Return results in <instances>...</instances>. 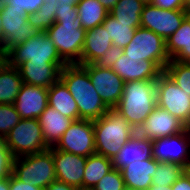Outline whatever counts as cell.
<instances>
[{
  "mask_svg": "<svg viewBox=\"0 0 190 190\" xmlns=\"http://www.w3.org/2000/svg\"><path fill=\"white\" fill-rule=\"evenodd\" d=\"M60 80L75 99L79 110V120H97L109 108L101 100L92 85L87 70L79 64H66L60 71Z\"/></svg>",
  "mask_w": 190,
  "mask_h": 190,
  "instance_id": "1",
  "label": "cell"
},
{
  "mask_svg": "<svg viewBox=\"0 0 190 190\" xmlns=\"http://www.w3.org/2000/svg\"><path fill=\"white\" fill-rule=\"evenodd\" d=\"M156 106V80L129 81L113 110L137 131Z\"/></svg>",
  "mask_w": 190,
  "mask_h": 190,
  "instance_id": "2",
  "label": "cell"
},
{
  "mask_svg": "<svg viewBox=\"0 0 190 190\" xmlns=\"http://www.w3.org/2000/svg\"><path fill=\"white\" fill-rule=\"evenodd\" d=\"M95 152L113 159L122 146L136 133L128 121L115 110L109 109L93 121Z\"/></svg>",
  "mask_w": 190,
  "mask_h": 190,
  "instance_id": "3",
  "label": "cell"
},
{
  "mask_svg": "<svg viewBox=\"0 0 190 190\" xmlns=\"http://www.w3.org/2000/svg\"><path fill=\"white\" fill-rule=\"evenodd\" d=\"M45 32L66 64L81 65L86 30L82 27L79 18L75 21H55Z\"/></svg>",
  "mask_w": 190,
  "mask_h": 190,
  "instance_id": "4",
  "label": "cell"
},
{
  "mask_svg": "<svg viewBox=\"0 0 190 190\" xmlns=\"http://www.w3.org/2000/svg\"><path fill=\"white\" fill-rule=\"evenodd\" d=\"M12 174L23 182H29L43 190L56 180L52 147L35 154L14 158Z\"/></svg>",
  "mask_w": 190,
  "mask_h": 190,
  "instance_id": "5",
  "label": "cell"
},
{
  "mask_svg": "<svg viewBox=\"0 0 190 190\" xmlns=\"http://www.w3.org/2000/svg\"><path fill=\"white\" fill-rule=\"evenodd\" d=\"M7 63L18 68L25 62L65 63L59 56L53 41L45 31H40L6 55Z\"/></svg>",
  "mask_w": 190,
  "mask_h": 190,
  "instance_id": "6",
  "label": "cell"
},
{
  "mask_svg": "<svg viewBox=\"0 0 190 190\" xmlns=\"http://www.w3.org/2000/svg\"><path fill=\"white\" fill-rule=\"evenodd\" d=\"M4 143L15 158L50 148L43 138L38 119H21L5 136Z\"/></svg>",
  "mask_w": 190,
  "mask_h": 190,
  "instance_id": "7",
  "label": "cell"
},
{
  "mask_svg": "<svg viewBox=\"0 0 190 190\" xmlns=\"http://www.w3.org/2000/svg\"><path fill=\"white\" fill-rule=\"evenodd\" d=\"M126 57L153 61L162 71L170 62L166 41L153 31L138 27L130 43L123 48Z\"/></svg>",
  "mask_w": 190,
  "mask_h": 190,
  "instance_id": "8",
  "label": "cell"
},
{
  "mask_svg": "<svg viewBox=\"0 0 190 190\" xmlns=\"http://www.w3.org/2000/svg\"><path fill=\"white\" fill-rule=\"evenodd\" d=\"M156 100L157 106L190 127V95L179 88L164 71L156 80Z\"/></svg>",
  "mask_w": 190,
  "mask_h": 190,
  "instance_id": "9",
  "label": "cell"
},
{
  "mask_svg": "<svg viewBox=\"0 0 190 190\" xmlns=\"http://www.w3.org/2000/svg\"><path fill=\"white\" fill-rule=\"evenodd\" d=\"M3 27V50L6 55L27 39L36 36L39 31L27 20L28 14L24 10L13 7L10 3L0 11Z\"/></svg>",
  "mask_w": 190,
  "mask_h": 190,
  "instance_id": "10",
  "label": "cell"
},
{
  "mask_svg": "<svg viewBox=\"0 0 190 190\" xmlns=\"http://www.w3.org/2000/svg\"><path fill=\"white\" fill-rule=\"evenodd\" d=\"M152 157L157 162L176 163L187 169L190 166V128L163 138L152 140Z\"/></svg>",
  "mask_w": 190,
  "mask_h": 190,
  "instance_id": "11",
  "label": "cell"
},
{
  "mask_svg": "<svg viewBox=\"0 0 190 190\" xmlns=\"http://www.w3.org/2000/svg\"><path fill=\"white\" fill-rule=\"evenodd\" d=\"M54 148L84 157L95 154L93 121H73Z\"/></svg>",
  "mask_w": 190,
  "mask_h": 190,
  "instance_id": "12",
  "label": "cell"
},
{
  "mask_svg": "<svg viewBox=\"0 0 190 190\" xmlns=\"http://www.w3.org/2000/svg\"><path fill=\"white\" fill-rule=\"evenodd\" d=\"M187 15V10H165L146 4L141 13V27L153 31L166 41L179 29Z\"/></svg>",
  "mask_w": 190,
  "mask_h": 190,
  "instance_id": "13",
  "label": "cell"
},
{
  "mask_svg": "<svg viewBox=\"0 0 190 190\" xmlns=\"http://www.w3.org/2000/svg\"><path fill=\"white\" fill-rule=\"evenodd\" d=\"M82 66L87 70L101 100L109 109H113L122 97L125 82L110 68H103L95 63Z\"/></svg>",
  "mask_w": 190,
  "mask_h": 190,
  "instance_id": "14",
  "label": "cell"
},
{
  "mask_svg": "<svg viewBox=\"0 0 190 190\" xmlns=\"http://www.w3.org/2000/svg\"><path fill=\"white\" fill-rule=\"evenodd\" d=\"M185 128L176 117L156 106L136 132L142 137L154 140L178 134Z\"/></svg>",
  "mask_w": 190,
  "mask_h": 190,
  "instance_id": "15",
  "label": "cell"
},
{
  "mask_svg": "<svg viewBox=\"0 0 190 190\" xmlns=\"http://www.w3.org/2000/svg\"><path fill=\"white\" fill-rule=\"evenodd\" d=\"M56 180L77 189L83 188V175L87 157L75 155L52 147Z\"/></svg>",
  "mask_w": 190,
  "mask_h": 190,
  "instance_id": "16",
  "label": "cell"
},
{
  "mask_svg": "<svg viewBox=\"0 0 190 190\" xmlns=\"http://www.w3.org/2000/svg\"><path fill=\"white\" fill-rule=\"evenodd\" d=\"M13 105L21 119H38L48 106V88L23 84Z\"/></svg>",
  "mask_w": 190,
  "mask_h": 190,
  "instance_id": "17",
  "label": "cell"
},
{
  "mask_svg": "<svg viewBox=\"0 0 190 190\" xmlns=\"http://www.w3.org/2000/svg\"><path fill=\"white\" fill-rule=\"evenodd\" d=\"M124 82L157 80L163 72L153 61L126 57L123 53L111 68Z\"/></svg>",
  "mask_w": 190,
  "mask_h": 190,
  "instance_id": "18",
  "label": "cell"
},
{
  "mask_svg": "<svg viewBox=\"0 0 190 190\" xmlns=\"http://www.w3.org/2000/svg\"><path fill=\"white\" fill-rule=\"evenodd\" d=\"M66 63L25 62L18 67L24 84L50 88L60 79Z\"/></svg>",
  "mask_w": 190,
  "mask_h": 190,
  "instance_id": "19",
  "label": "cell"
},
{
  "mask_svg": "<svg viewBox=\"0 0 190 190\" xmlns=\"http://www.w3.org/2000/svg\"><path fill=\"white\" fill-rule=\"evenodd\" d=\"M152 150V140L142 137L136 132L112 159L113 169L121 171L132 162L153 159Z\"/></svg>",
  "mask_w": 190,
  "mask_h": 190,
  "instance_id": "20",
  "label": "cell"
},
{
  "mask_svg": "<svg viewBox=\"0 0 190 190\" xmlns=\"http://www.w3.org/2000/svg\"><path fill=\"white\" fill-rule=\"evenodd\" d=\"M158 163L154 158L136 161L125 166L121 172L127 190H148L152 185Z\"/></svg>",
  "mask_w": 190,
  "mask_h": 190,
  "instance_id": "21",
  "label": "cell"
},
{
  "mask_svg": "<svg viewBox=\"0 0 190 190\" xmlns=\"http://www.w3.org/2000/svg\"><path fill=\"white\" fill-rule=\"evenodd\" d=\"M112 40L103 24L86 30L81 54V65L93 64L112 46Z\"/></svg>",
  "mask_w": 190,
  "mask_h": 190,
  "instance_id": "22",
  "label": "cell"
},
{
  "mask_svg": "<svg viewBox=\"0 0 190 190\" xmlns=\"http://www.w3.org/2000/svg\"><path fill=\"white\" fill-rule=\"evenodd\" d=\"M38 120L43 132V138L49 147H54L57 144L61 136L74 121L49 105L42 112Z\"/></svg>",
  "mask_w": 190,
  "mask_h": 190,
  "instance_id": "23",
  "label": "cell"
},
{
  "mask_svg": "<svg viewBox=\"0 0 190 190\" xmlns=\"http://www.w3.org/2000/svg\"><path fill=\"white\" fill-rule=\"evenodd\" d=\"M48 105L74 121L79 120L77 103L60 79L48 88Z\"/></svg>",
  "mask_w": 190,
  "mask_h": 190,
  "instance_id": "24",
  "label": "cell"
},
{
  "mask_svg": "<svg viewBox=\"0 0 190 190\" xmlns=\"http://www.w3.org/2000/svg\"><path fill=\"white\" fill-rule=\"evenodd\" d=\"M190 17L187 15L179 29L166 40V52L170 60L189 62Z\"/></svg>",
  "mask_w": 190,
  "mask_h": 190,
  "instance_id": "25",
  "label": "cell"
},
{
  "mask_svg": "<svg viewBox=\"0 0 190 190\" xmlns=\"http://www.w3.org/2000/svg\"><path fill=\"white\" fill-rule=\"evenodd\" d=\"M23 84L18 68L6 62L0 68V104H13Z\"/></svg>",
  "mask_w": 190,
  "mask_h": 190,
  "instance_id": "26",
  "label": "cell"
},
{
  "mask_svg": "<svg viewBox=\"0 0 190 190\" xmlns=\"http://www.w3.org/2000/svg\"><path fill=\"white\" fill-rule=\"evenodd\" d=\"M112 169L111 159L97 153L88 156L83 175V188L93 189V187Z\"/></svg>",
  "mask_w": 190,
  "mask_h": 190,
  "instance_id": "27",
  "label": "cell"
},
{
  "mask_svg": "<svg viewBox=\"0 0 190 190\" xmlns=\"http://www.w3.org/2000/svg\"><path fill=\"white\" fill-rule=\"evenodd\" d=\"M76 6L78 18L85 30L101 25L109 14L99 0H80Z\"/></svg>",
  "mask_w": 190,
  "mask_h": 190,
  "instance_id": "28",
  "label": "cell"
},
{
  "mask_svg": "<svg viewBox=\"0 0 190 190\" xmlns=\"http://www.w3.org/2000/svg\"><path fill=\"white\" fill-rule=\"evenodd\" d=\"M144 3L139 0H119L109 14L116 21L130 24V27H141V13Z\"/></svg>",
  "mask_w": 190,
  "mask_h": 190,
  "instance_id": "29",
  "label": "cell"
},
{
  "mask_svg": "<svg viewBox=\"0 0 190 190\" xmlns=\"http://www.w3.org/2000/svg\"><path fill=\"white\" fill-rule=\"evenodd\" d=\"M105 30L109 34V38L112 40L114 46L121 48L126 47L133 38L134 32L138 27H130V24H124L111 16L107 15L106 19L102 23Z\"/></svg>",
  "mask_w": 190,
  "mask_h": 190,
  "instance_id": "30",
  "label": "cell"
},
{
  "mask_svg": "<svg viewBox=\"0 0 190 190\" xmlns=\"http://www.w3.org/2000/svg\"><path fill=\"white\" fill-rule=\"evenodd\" d=\"M80 0H44L39 10L55 13V21H75L79 17L77 4Z\"/></svg>",
  "mask_w": 190,
  "mask_h": 190,
  "instance_id": "31",
  "label": "cell"
},
{
  "mask_svg": "<svg viewBox=\"0 0 190 190\" xmlns=\"http://www.w3.org/2000/svg\"><path fill=\"white\" fill-rule=\"evenodd\" d=\"M185 173V168L171 162H159L152 179V185L172 186L174 182Z\"/></svg>",
  "mask_w": 190,
  "mask_h": 190,
  "instance_id": "32",
  "label": "cell"
},
{
  "mask_svg": "<svg viewBox=\"0 0 190 190\" xmlns=\"http://www.w3.org/2000/svg\"><path fill=\"white\" fill-rule=\"evenodd\" d=\"M164 72L177 84L187 95H190V62L170 60L164 68Z\"/></svg>",
  "mask_w": 190,
  "mask_h": 190,
  "instance_id": "33",
  "label": "cell"
},
{
  "mask_svg": "<svg viewBox=\"0 0 190 190\" xmlns=\"http://www.w3.org/2000/svg\"><path fill=\"white\" fill-rule=\"evenodd\" d=\"M20 120L13 104H0V137L4 139Z\"/></svg>",
  "mask_w": 190,
  "mask_h": 190,
  "instance_id": "34",
  "label": "cell"
},
{
  "mask_svg": "<svg viewBox=\"0 0 190 190\" xmlns=\"http://www.w3.org/2000/svg\"><path fill=\"white\" fill-rule=\"evenodd\" d=\"M92 190H127L123 180L122 172L112 169L106 174Z\"/></svg>",
  "mask_w": 190,
  "mask_h": 190,
  "instance_id": "35",
  "label": "cell"
},
{
  "mask_svg": "<svg viewBox=\"0 0 190 190\" xmlns=\"http://www.w3.org/2000/svg\"><path fill=\"white\" fill-rule=\"evenodd\" d=\"M39 32L48 30L55 23V13L49 10H37L28 14L27 20Z\"/></svg>",
  "mask_w": 190,
  "mask_h": 190,
  "instance_id": "36",
  "label": "cell"
},
{
  "mask_svg": "<svg viewBox=\"0 0 190 190\" xmlns=\"http://www.w3.org/2000/svg\"><path fill=\"white\" fill-rule=\"evenodd\" d=\"M14 156L0 137V178L10 177L13 171Z\"/></svg>",
  "mask_w": 190,
  "mask_h": 190,
  "instance_id": "37",
  "label": "cell"
},
{
  "mask_svg": "<svg viewBox=\"0 0 190 190\" xmlns=\"http://www.w3.org/2000/svg\"><path fill=\"white\" fill-rule=\"evenodd\" d=\"M123 53V48L112 45L106 53L95 62V64L103 68L111 69L113 64L121 57Z\"/></svg>",
  "mask_w": 190,
  "mask_h": 190,
  "instance_id": "38",
  "label": "cell"
},
{
  "mask_svg": "<svg viewBox=\"0 0 190 190\" xmlns=\"http://www.w3.org/2000/svg\"><path fill=\"white\" fill-rule=\"evenodd\" d=\"M7 3L29 14L37 11L43 5L44 0H8Z\"/></svg>",
  "mask_w": 190,
  "mask_h": 190,
  "instance_id": "39",
  "label": "cell"
},
{
  "mask_svg": "<svg viewBox=\"0 0 190 190\" xmlns=\"http://www.w3.org/2000/svg\"><path fill=\"white\" fill-rule=\"evenodd\" d=\"M151 4L165 10L188 9V7L181 0H152Z\"/></svg>",
  "mask_w": 190,
  "mask_h": 190,
  "instance_id": "40",
  "label": "cell"
},
{
  "mask_svg": "<svg viewBox=\"0 0 190 190\" xmlns=\"http://www.w3.org/2000/svg\"><path fill=\"white\" fill-rule=\"evenodd\" d=\"M9 190H43L29 182H23L17 179L13 174L9 177Z\"/></svg>",
  "mask_w": 190,
  "mask_h": 190,
  "instance_id": "41",
  "label": "cell"
},
{
  "mask_svg": "<svg viewBox=\"0 0 190 190\" xmlns=\"http://www.w3.org/2000/svg\"><path fill=\"white\" fill-rule=\"evenodd\" d=\"M171 190H190V177L183 173L171 186Z\"/></svg>",
  "mask_w": 190,
  "mask_h": 190,
  "instance_id": "42",
  "label": "cell"
},
{
  "mask_svg": "<svg viewBox=\"0 0 190 190\" xmlns=\"http://www.w3.org/2000/svg\"><path fill=\"white\" fill-rule=\"evenodd\" d=\"M44 190H77V188L63 183L62 181L54 180Z\"/></svg>",
  "mask_w": 190,
  "mask_h": 190,
  "instance_id": "43",
  "label": "cell"
},
{
  "mask_svg": "<svg viewBox=\"0 0 190 190\" xmlns=\"http://www.w3.org/2000/svg\"><path fill=\"white\" fill-rule=\"evenodd\" d=\"M103 7L110 12V10L117 4L119 0H99Z\"/></svg>",
  "mask_w": 190,
  "mask_h": 190,
  "instance_id": "44",
  "label": "cell"
},
{
  "mask_svg": "<svg viewBox=\"0 0 190 190\" xmlns=\"http://www.w3.org/2000/svg\"><path fill=\"white\" fill-rule=\"evenodd\" d=\"M0 190H9V177L0 178Z\"/></svg>",
  "mask_w": 190,
  "mask_h": 190,
  "instance_id": "45",
  "label": "cell"
},
{
  "mask_svg": "<svg viewBox=\"0 0 190 190\" xmlns=\"http://www.w3.org/2000/svg\"><path fill=\"white\" fill-rule=\"evenodd\" d=\"M6 62H7L6 53L0 47V68H2L5 65Z\"/></svg>",
  "mask_w": 190,
  "mask_h": 190,
  "instance_id": "46",
  "label": "cell"
},
{
  "mask_svg": "<svg viewBox=\"0 0 190 190\" xmlns=\"http://www.w3.org/2000/svg\"><path fill=\"white\" fill-rule=\"evenodd\" d=\"M148 190H171V186H156V185H151Z\"/></svg>",
  "mask_w": 190,
  "mask_h": 190,
  "instance_id": "47",
  "label": "cell"
},
{
  "mask_svg": "<svg viewBox=\"0 0 190 190\" xmlns=\"http://www.w3.org/2000/svg\"><path fill=\"white\" fill-rule=\"evenodd\" d=\"M0 47L3 48V27H2L1 14H0Z\"/></svg>",
  "mask_w": 190,
  "mask_h": 190,
  "instance_id": "48",
  "label": "cell"
},
{
  "mask_svg": "<svg viewBox=\"0 0 190 190\" xmlns=\"http://www.w3.org/2000/svg\"><path fill=\"white\" fill-rule=\"evenodd\" d=\"M8 0H0V11L4 9Z\"/></svg>",
  "mask_w": 190,
  "mask_h": 190,
  "instance_id": "49",
  "label": "cell"
},
{
  "mask_svg": "<svg viewBox=\"0 0 190 190\" xmlns=\"http://www.w3.org/2000/svg\"><path fill=\"white\" fill-rule=\"evenodd\" d=\"M141 1L142 3H144V5L146 4H151L152 0H139Z\"/></svg>",
  "mask_w": 190,
  "mask_h": 190,
  "instance_id": "50",
  "label": "cell"
},
{
  "mask_svg": "<svg viewBox=\"0 0 190 190\" xmlns=\"http://www.w3.org/2000/svg\"><path fill=\"white\" fill-rule=\"evenodd\" d=\"M187 7L190 5V0H181Z\"/></svg>",
  "mask_w": 190,
  "mask_h": 190,
  "instance_id": "51",
  "label": "cell"
},
{
  "mask_svg": "<svg viewBox=\"0 0 190 190\" xmlns=\"http://www.w3.org/2000/svg\"><path fill=\"white\" fill-rule=\"evenodd\" d=\"M185 173L190 177V166L187 169H185Z\"/></svg>",
  "mask_w": 190,
  "mask_h": 190,
  "instance_id": "52",
  "label": "cell"
},
{
  "mask_svg": "<svg viewBox=\"0 0 190 190\" xmlns=\"http://www.w3.org/2000/svg\"><path fill=\"white\" fill-rule=\"evenodd\" d=\"M77 190H92V189H84V188H79Z\"/></svg>",
  "mask_w": 190,
  "mask_h": 190,
  "instance_id": "53",
  "label": "cell"
},
{
  "mask_svg": "<svg viewBox=\"0 0 190 190\" xmlns=\"http://www.w3.org/2000/svg\"><path fill=\"white\" fill-rule=\"evenodd\" d=\"M189 62H190V43H189Z\"/></svg>",
  "mask_w": 190,
  "mask_h": 190,
  "instance_id": "54",
  "label": "cell"
}]
</instances>
